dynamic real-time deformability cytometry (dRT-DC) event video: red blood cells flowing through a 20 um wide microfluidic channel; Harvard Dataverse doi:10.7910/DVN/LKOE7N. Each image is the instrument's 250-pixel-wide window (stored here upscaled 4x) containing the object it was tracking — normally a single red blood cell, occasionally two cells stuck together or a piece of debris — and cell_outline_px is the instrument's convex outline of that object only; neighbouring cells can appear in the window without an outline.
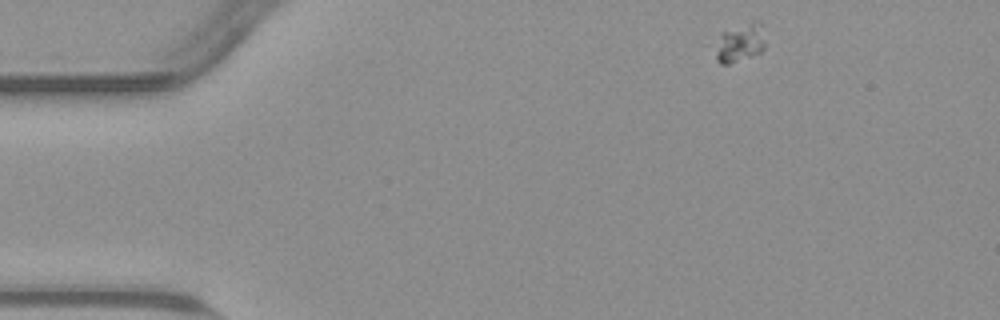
{"species": "common noctule bat (a hibernating species)", "species_latin": "Nyctalus noctula", "temperature_condition": "warm", "stored_images_in_passage": 50, "camera_frame_rate_fps": 3000, "um_per_image_px": 0.085, "animal": {"sex": "male", "body_mass_g": 23.1, "forearm_length_mm": 52.7}, "frame": {"image": 1, "passage_image": 1, "time_ms": 0.0, "image_size_px": [1000, 320], "cell_outline_px": [[764, 48], [760, 52], [752, 56], [728, 64], [720, 64], [716, 60], [716, 52], [720, 32], [752, 20], [756, 20], [760, 24], [764, 40]], "centroid_in_image_um": [62.89, 3.63], "position_along_channel_um": 22.1, "area_um2": 11.1}}
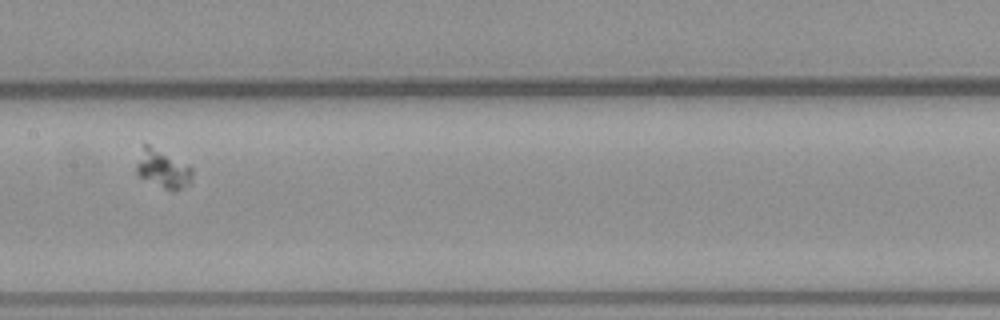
{"frame": {"image": 2, "passage_image": 22, "time_ms": 7.0, "image_size_px": [1000, 320], "cell_outline_px": [[192, 180], [188, 184], [180, 188], [164, 188], [140, 176], [136, 172], [136, 164], [144, 144], [148, 144], [188, 164], [192, 168]], "centroid_in_image_um": [13.85, 14.32], "position_along_channel_um": 193.5, "area_um2": 11.96}}
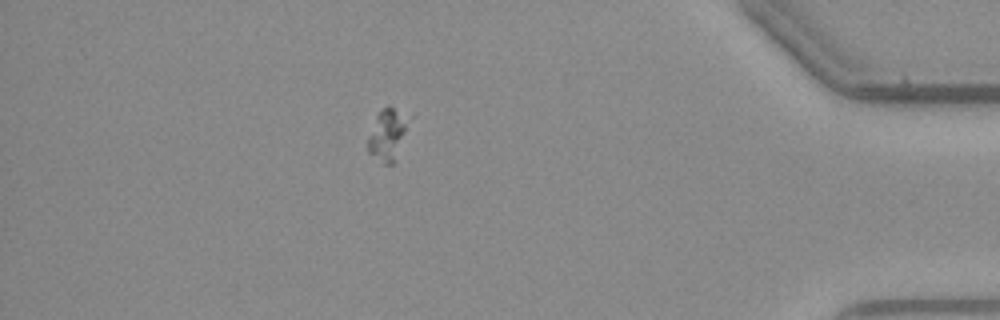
{"frame": {"image": 3, "passage_image": 43, "time_ms": 14.0, "image_size_px": [1000, 320], "cell_outline_px": [[404, 132], [392, 164], [384, 164], [368, 152], [368, 136], [376, 112], [388, 104], [404, 120]], "centroid_in_image_um": [32.79, 11.46], "position_along_channel_um": 402.4, "area_um2": 11.1}}